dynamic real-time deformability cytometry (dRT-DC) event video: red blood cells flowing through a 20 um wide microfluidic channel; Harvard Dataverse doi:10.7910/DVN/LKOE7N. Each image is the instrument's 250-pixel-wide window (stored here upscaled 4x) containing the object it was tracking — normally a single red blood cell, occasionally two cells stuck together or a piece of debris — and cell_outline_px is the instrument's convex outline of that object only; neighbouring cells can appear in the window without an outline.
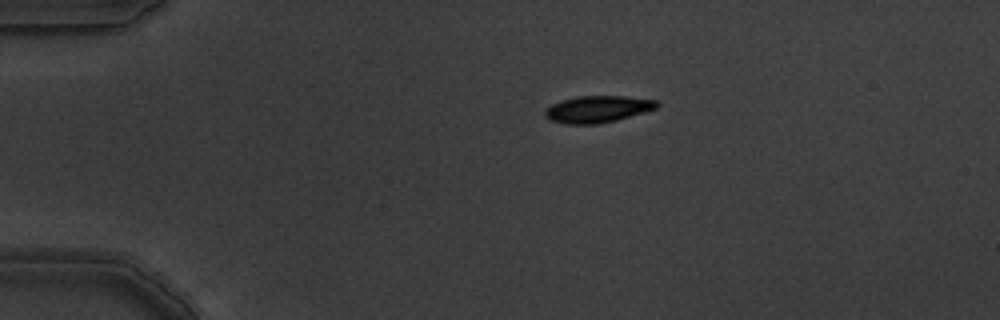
{"species": "common noctule bat (a hibernating species)", "species_latin": "Nyctalus noctula", "temperature_condition": "warm", "stored_images_in_passage": 5, "camera_frame_rate_fps": 3000, "um_per_image_px": 0.085, "animal": {"sex": "male", "body_mass_g": 19.5, "forearm_length_mm": 54.6}, "frame": {"image": 1, "passage_image": 1, "time_ms": 0.0, "image_size_px": [1000, 320], "cell_outline_px": [[660, 104], [656, 108], [644, 112], [616, 120], [600, 124], [564, 124], [548, 120], [544, 116], [544, 108], [560, 100], [576, 96], [624, 96], [656, 100]], "centroid_in_image_um": [50.73, 9.28], "position_along_channel_um": 34.3, "area_um2": 17.69}}
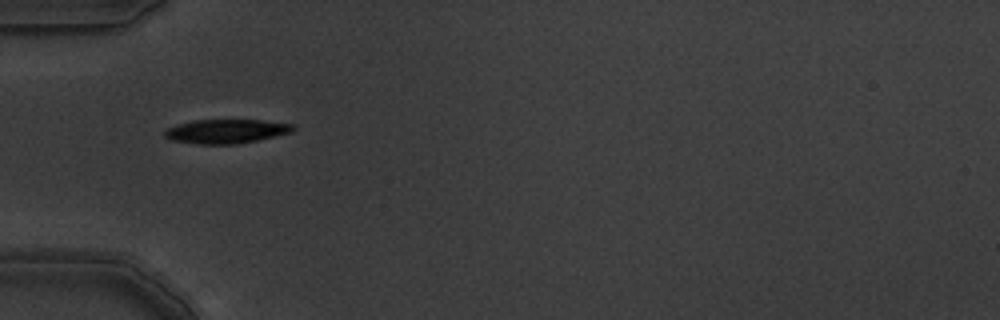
{"frame": {"image": 2, "passage_image": 3, "time_ms": 0.667, "image_size_px": [1000, 320], "cell_outline_px": [[296, 128], [292, 132], [256, 140], [236, 144], [196, 144], [172, 140], [164, 136], [164, 132], [168, 128], [180, 124], [196, 120], [260, 120], [292, 124]], "centroid_in_image_um": [19.23, 11.16], "position_along_channel_um": 65.8, "area_um2": 17.74}}